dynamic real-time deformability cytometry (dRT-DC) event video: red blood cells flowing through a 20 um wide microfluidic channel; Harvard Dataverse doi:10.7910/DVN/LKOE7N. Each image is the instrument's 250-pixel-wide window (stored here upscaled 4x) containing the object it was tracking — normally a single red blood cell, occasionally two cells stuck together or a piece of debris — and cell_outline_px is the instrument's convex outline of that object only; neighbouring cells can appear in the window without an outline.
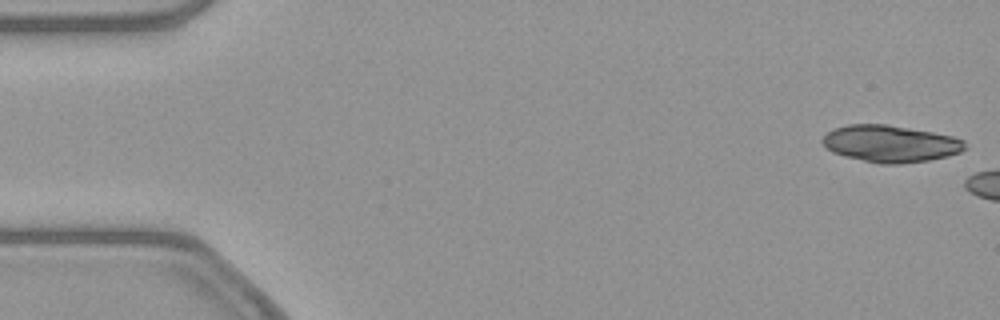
{"species": "common noctule bat (a hibernating species)", "species_latin": "Nyctalus noctula", "temperature_condition": "warm", "stored_images_in_passage": 5, "camera_frame_rate_fps": 3000, "um_per_image_px": 0.085, "animal": {"sex": "female", "body_mass_g": 21.9}, "frame": {"image": 1, "passage_image": 1, "time_ms": 0.0, "image_size_px": [1000, 320], "cell_outline_px": [[968, 148], [960, 152], [948, 156], [928, 160], [900, 164], [880, 164], [844, 156], [832, 152], [820, 140], [828, 132], [836, 128], [848, 124], [888, 124], [932, 132], [952, 136], [964, 140]], "centroid_in_image_um": [75.71, 12.21], "position_along_channel_um": 9.3, "area_um2": 30.63}}